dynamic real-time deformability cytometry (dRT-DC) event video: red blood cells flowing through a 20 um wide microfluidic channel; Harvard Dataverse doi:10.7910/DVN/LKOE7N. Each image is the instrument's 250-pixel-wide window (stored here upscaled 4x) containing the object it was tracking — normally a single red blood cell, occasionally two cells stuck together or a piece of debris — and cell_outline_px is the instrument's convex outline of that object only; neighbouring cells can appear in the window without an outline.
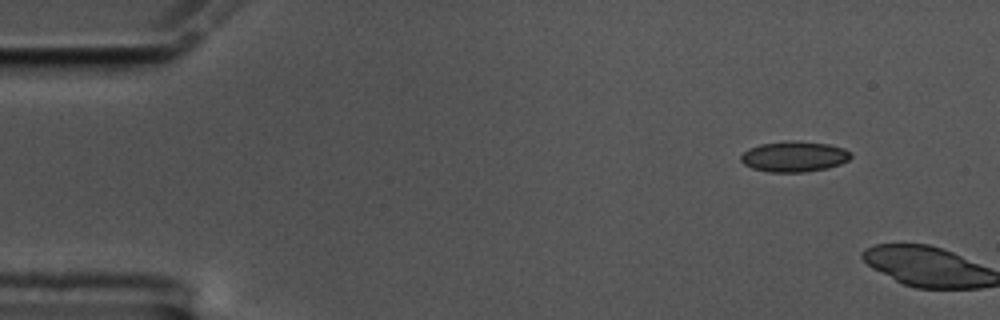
{"species": "common noctule bat (a hibernating species)", "species_latin": "Nyctalus noctula", "temperature_condition": "cold", "stored_images_in_passage": 2, "camera_frame_rate_fps": 3000, "um_per_image_px": 0.085, "animal": {"sex": "male", "body_mass_g": 17.5, "forearm_length_mm": 52.3}, "frame": {"image": 1, "passage_image": 1, "time_ms": 0.0, "image_size_px": [1000, 320], "cell_outline_px": [[852, 156], [848, 160], [840, 164], [828, 168], [804, 172], [768, 172], [752, 168], [744, 164], [740, 160], [740, 156], [748, 148], [760, 144], [784, 140], [792, 140], [828, 144], [844, 148], [852, 152]], "centroid_in_image_um": [67.5, 13.3], "position_along_channel_um": 17.5, "area_um2": 19.83}}